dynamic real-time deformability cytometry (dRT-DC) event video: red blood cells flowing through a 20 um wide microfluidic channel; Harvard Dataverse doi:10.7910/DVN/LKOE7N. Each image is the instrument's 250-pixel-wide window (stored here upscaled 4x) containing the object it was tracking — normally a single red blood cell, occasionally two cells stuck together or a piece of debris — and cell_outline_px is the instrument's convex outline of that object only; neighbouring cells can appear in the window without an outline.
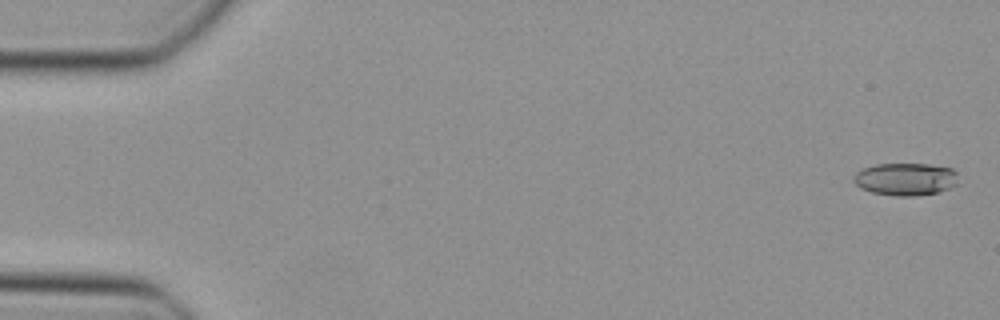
{"species": "Egyptian fruit bat (a non-hibernating species)", "species_latin": "Rousettus aegyptiacus", "temperature_condition": "cold", "stored_images_in_passage": 49, "camera_frame_rate_fps": 3000, "um_per_image_px": 0.085, "animal": {"sex": "female"}, "frame": {"image": 1, "passage_image": 2, "time_ms": 0.333, "image_size_px": [1000, 320], "cell_outline_px": [[956, 184], [940, 192], [916, 196], [896, 196], [872, 192], [860, 188], [852, 180], [852, 176], [856, 172], [864, 168], [876, 164], [928, 164], [952, 168], [956, 172]], "centroid_in_image_um": [76.94, 15.23], "position_along_channel_um": 8.1, "area_um2": 19.88}}
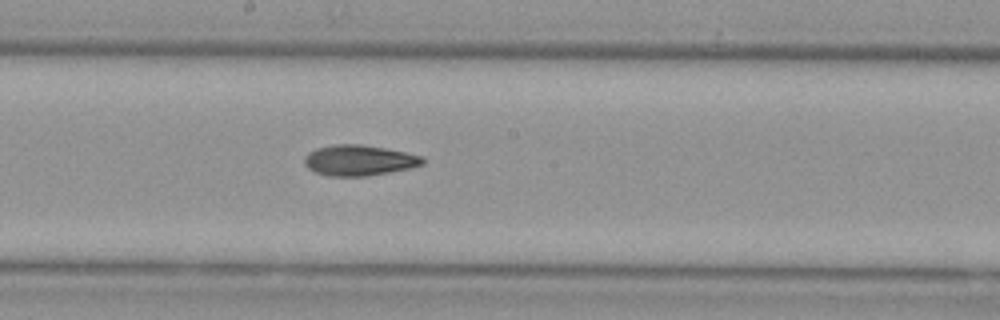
{"frame": {"image": 2, "passage_image": 27, "time_ms": 8.667, "image_size_px": [1000, 320], "cell_outline_px": [[424, 164], [408, 168], [388, 172], [364, 176], [328, 176], [316, 172], [308, 168], [304, 164], [304, 156], [308, 152], [316, 148], [332, 144], [360, 144], [384, 148], [424, 156]], "centroid_in_image_um": [30.48, 13.62], "position_along_channel_um": 217.7, "area_um2": 21.04}}
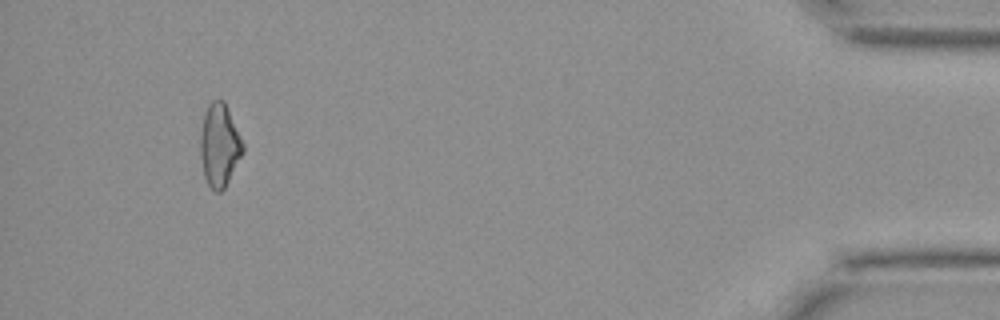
{"frame": {"image": 3, "passage_image": 46, "time_ms": 15.0, "image_size_px": [1000, 320], "cell_outline_px": [[244, 152], [224, 188], [220, 192], [216, 192], [208, 184], [204, 176], [200, 156], [200, 136], [204, 116], [208, 104], [212, 100], [224, 100], [244, 144]], "centroid_in_image_um": [18.66, 12.34], "position_along_channel_um": 416.5, "area_um2": 20.4}}